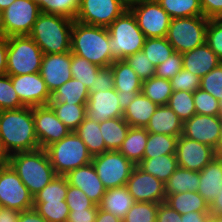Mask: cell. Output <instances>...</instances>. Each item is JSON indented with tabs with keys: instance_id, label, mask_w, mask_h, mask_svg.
<instances>
[{
	"instance_id": "43",
	"label": "cell",
	"mask_w": 222,
	"mask_h": 222,
	"mask_svg": "<svg viewBox=\"0 0 222 222\" xmlns=\"http://www.w3.org/2000/svg\"><path fill=\"white\" fill-rule=\"evenodd\" d=\"M33 209L47 222H67L70 213L65 201L33 203Z\"/></svg>"
},
{
	"instance_id": "26",
	"label": "cell",
	"mask_w": 222,
	"mask_h": 222,
	"mask_svg": "<svg viewBox=\"0 0 222 222\" xmlns=\"http://www.w3.org/2000/svg\"><path fill=\"white\" fill-rule=\"evenodd\" d=\"M148 133L181 136L183 122L168 105L158 106L145 127Z\"/></svg>"
},
{
	"instance_id": "38",
	"label": "cell",
	"mask_w": 222,
	"mask_h": 222,
	"mask_svg": "<svg viewBox=\"0 0 222 222\" xmlns=\"http://www.w3.org/2000/svg\"><path fill=\"white\" fill-rule=\"evenodd\" d=\"M55 111L57 117L71 131H75L86 117L87 104H49Z\"/></svg>"
},
{
	"instance_id": "69",
	"label": "cell",
	"mask_w": 222,
	"mask_h": 222,
	"mask_svg": "<svg viewBox=\"0 0 222 222\" xmlns=\"http://www.w3.org/2000/svg\"><path fill=\"white\" fill-rule=\"evenodd\" d=\"M211 220L213 222H222V213L218 215H211Z\"/></svg>"
},
{
	"instance_id": "41",
	"label": "cell",
	"mask_w": 222,
	"mask_h": 222,
	"mask_svg": "<svg viewBox=\"0 0 222 222\" xmlns=\"http://www.w3.org/2000/svg\"><path fill=\"white\" fill-rule=\"evenodd\" d=\"M167 105L183 123L196 114L193 93L190 91H172Z\"/></svg>"
},
{
	"instance_id": "3",
	"label": "cell",
	"mask_w": 222,
	"mask_h": 222,
	"mask_svg": "<svg viewBox=\"0 0 222 222\" xmlns=\"http://www.w3.org/2000/svg\"><path fill=\"white\" fill-rule=\"evenodd\" d=\"M73 22L64 16L41 13L29 36L43 54L70 52Z\"/></svg>"
},
{
	"instance_id": "28",
	"label": "cell",
	"mask_w": 222,
	"mask_h": 222,
	"mask_svg": "<svg viewBox=\"0 0 222 222\" xmlns=\"http://www.w3.org/2000/svg\"><path fill=\"white\" fill-rule=\"evenodd\" d=\"M147 140L146 128L130 127L118 151L137 166L143 160Z\"/></svg>"
},
{
	"instance_id": "67",
	"label": "cell",
	"mask_w": 222,
	"mask_h": 222,
	"mask_svg": "<svg viewBox=\"0 0 222 222\" xmlns=\"http://www.w3.org/2000/svg\"><path fill=\"white\" fill-rule=\"evenodd\" d=\"M119 1L129 9L130 7L134 6L141 0H119Z\"/></svg>"
},
{
	"instance_id": "6",
	"label": "cell",
	"mask_w": 222,
	"mask_h": 222,
	"mask_svg": "<svg viewBox=\"0 0 222 222\" xmlns=\"http://www.w3.org/2000/svg\"><path fill=\"white\" fill-rule=\"evenodd\" d=\"M45 150L55 173L62 176L73 169L90 164L93 158L75 131L52 143Z\"/></svg>"
},
{
	"instance_id": "14",
	"label": "cell",
	"mask_w": 222,
	"mask_h": 222,
	"mask_svg": "<svg viewBox=\"0 0 222 222\" xmlns=\"http://www.w3.org/2000/svg\"><path fill=\"white\" fill-rule=\"evenodd\" d=\"M33 117L35 132L41 149L60 141L71 132L57 117L50 105L33 107Z\"/></svg>"
},
{
	"instance_id": "70",
	"label": "cell",
	"mask_w": 222,
	"mask_h": 222,
	"mask_svg": "<svg viewBox=\"0 0 222 222\" xmlns=\"http://www.w3.org/2000/svg\"><path fill=\"white\" fill-rule=\"evenodd\" d=\"M3 36V28H2V12L0 11V37Z\"/></svg>"
},
{
	"instance_id": "66",
	"label": "cell",
	"mask_w": 222,
	"mask_h": 222,
	"mask_svg": "<svg viewBox=\"0 0 222 222\" xmlns=\"http://www.w3.org/2000/svg\"><path fill=\"white\" fill-rule=\"evenodd\" d=\"M15 0H0V11L8 8Z\"/></svg>"
},
{
	"instance_id": "33",
	"label": "cell",
	"mask_w": 222,
	"mask_h": 222,
	"mask_svg": "<svg viewBox=\"0 0 222 222\" xmlns=\"http://www.w3.org/2000/svg\"><path fill=\"white\" fill-rule=\"evenodd\" d=\"M137 166L165 183L178 168V162L175 154H167L143 159Z\"/></svg>"
},
{
	"instance_id": "50",
	"label": "cell",
	"mask_w": 222,
	"mask_h": 222,
	"mask_svg": "<svg viewBox=\"0 0 222 222\" xmlns=\"http://www.w3.org/2000/svg\"><path fill=\"white\" fill-rule=\"evenodd\" d=\"M65 202L67 203L70 211L98 209V205L93 203L81 189L69 184Z\"/></svg>"
},
{
	"instance_id": "45",
	"label": "cell",
	"mask_w": 222,
	"mask_h": 222,
	"mask_svg": "<svg viewBox=\"0 0 222 222\" xmlns=\"http://www.w3.org/2000/svg\"><path fill=\"white\" fill-rule=\"evenodd\" d=\"M25 105L20 101L9 75L0 76V111L19 109Z\"/></svg>"
},
{
	"instance_id": "53",
	"label": "cell",
	"mask_w": 222,
	"mask_h": 222,
	"mask_svg": "<svg viewBox=\"0 0 222 222\" xmlns=\"http://www.w3.org/2000/svg\"><path fill=\"white\" fill-rule=\"evenodd\" d=\"M81 0H50L49 14L60 15L75 20Z\"/></svg>"
},
{
	"instance_id": "11",
	"label": "cell",
	"mask_w": 222,
	"mask_h": 222,
	"mask_svg": "<svg viewBox=\"0 0 222 222\" xmlns=\"http://www.w3.org/2000/svg\"><path fill=\"white\" fill-rule=\"evenodd\" d=\"M129 10L146 38L166 37L171 17L157 0H141Z\"/></svg>"
},
{
	"instance_id": "73",
	"label": "cell",
	"mask_w": 222,
	"mask_h": 222,
	"mask_svg": "<svg viewBox=\"0 0 222 222\" xmlns=\"http://www.w3.org/2000/svg\"><path fill=\"white\" fill-rule=\"evenodd\" d=\"M3 208H4V207H3L2 204L0 203V213H1V211H2Z\"/></svg>"
},
{
	"instance_id": "8",
	"label": "cell",
	"mask_w": 222,
	"mask_h": 222,
	"mask_svg": "<svg viewBox=\"0 0 222 222\" xmlns=\"http://www.w3.org/2000/svg\"><path fill=\"white\" fill-rule=\"evenodd\" d=\"M209 18L193 16L171 19L166 39L175 52L184 53L206 42Z\"/></svg>"
},
{
	"instance_id": "5",
	"label": "cell",
	"mask_w": 222,
	"mask_h": 222,
	"mask_svg": "<svg viewBox=\"0 0 222 222\" xmlns=\"http://www.w3.org/2000/svg\"><path fill=\"white\" fill-rule=\"evenodd\" d=\"M107 28L110 33L111 64L115 60H123L143 49L146 37L129 9L115 19Z\"/></svg>"
},
{
	"instance_id": "31",
	"label": "cell",
	"mask_w": 222,
	"mask_h": 222,
	"mask_svg": "<svg viewBox=\"0 0 222 222\" xmlns=\"http://www.w3.org/2000/svg\"><path fill=\"white\" fill-rule=\"evenodd\" d=\"M129 129L130 125L123 117L101 121L100 130L105 141L106 151H118Z\"/></svg>"
},
{
	"instance_id": "9",
	"label": "cell",
	"mask_w": 222,
	"mask_h": 222,
	"mask_svg": "<svg viewBox=\"0 0 222 222\" xmlns=\"http://www.w3.org/2000/svg\"><path fill=\"white\" fill-rule=\"evenodd\" d=\"M99 179L106 189L125 186L136 165L119 151H106L92 158Z\"/></svg>"
},
{
	"instance_id": "7",
	"label": "cell",
	"mask_w": 222,
	"mask_h": 222,
	"mask_svg": "<svg viewBox=\"0 0 222 222\" xmlns=\"http://www.w3.org/2000/svg\"><path fill=\"white\" fill-rule=\"evenodd\" d=\"M43 52L29 35L8 37L7 75L40 72Z\"/></svg>"
},
{
	"instance_id": "30",
	"label": "cell",
	"mask_w": 222,
	"mask_h": 222,
	"mask_svg": "<svg viewBox=\"0 0 222 222\" xmlns=\"http://www.w3.org/2000/svg\"><path fill=\"white\" fill-rule=\"evenodd\" d=\"M165 203L180 215L191 212H210V205L198 192L166 195Z\"/></svg>"
},
{
	"instance_id": "29",
	"label": "cell",
	"mask_w": 222,
	"mask_h": 222,
	"mask_svg": "<svg viewBox=\"0 0 222 222\" xmlns=\"http://www.w3.org/2000/svg\"><path fill=\"white\" fill-rule=\"evenodd\" d=\"M88 88L81 81L71 78L51 94L49 104H87Z\"/></svg>"
},
{
	"instance_id": "1",
	"label": "cell",
	"mask_w": 222,
	"mask_h": 222,
	"mask_svg": "<svg viewBox=\"0 0 222 222\" xmlns=\"http://www.w3.org/2000/svg\"><path fill=\"white\" fill-rule=\"evenodd\" d=\"M0 139L10 155L40 149L35 132L33 107L1 110Z\"/></svg>"
},
{
	"instance_id": "19",
	"label": "cell",
	"mask_w": 222,
	"mask_h": 222,
	"mask_svg": "<svg viewBox=\"0 0 222 222\" xmlns=\"http://www.w3.org/2000/svg\"><path fill=\"white\" fill-rule=\"evenodd\" d=\"M10 77L20 101L25 106L49 105L51 93L39 72Z\"/></svg>"
},
{
	"instance_id": "39",
	"label": "cell",
	"mask_w": 222,
	"mask_h": 222,
	"mask_svg": "<svg viewBox=\"0 0 222 222\" xmlns=\"http://www.w3.org/2000/svg\"><path fill=\"white\" fill-rule=\"evenodd\" d=\"M71 74L72 78L83 83L90 91L94 87L96 75L101 67L95 65L83 57L71 53Z\"/></svg>"
},
{
	"instance_id": "68",
	"label": "cell",
	"mask_w": 222,
	"mask_h": 222,
	"mask_svg": "<svg viewBox=\"0 0 222 222\" xmlns=\"http://www.w3.org/2000/svg\"><path fill=\"white\" fill-rule=\"evenodd\" d=\"M218 155L222 156V118H221V133H220V142L218 147Z\"/></svg>"
},
{
	"instance_id": "25",
	"label": "cell",
	"mask_w": 222,
	"mask_h": 222,
	"mask_svg": "<svg viewBox=\"0 0 222 222\" xmlns=\"http://www.w3.org/2000/svg\"><path fill=\"white\" fill-rule=\"evenodd\" d=\"M198 193L210 205L222 190V156H216L200 172Z\"/></svg>"
},
{
	"instance_id": "24",
	"label": "cell",
	"mask_w": 222,
	"mask_h": 222,
	"mask_svg": "<svg viewBox=\"0 0 222 222\" xmlns=\"http://www.w3.org/2000/svg\"><path fill=\"white\" fill-rule=\"evenodd\" d=\"M157 107L158 105L140 92L124 102L123 118L130 127L145 128Z\"/></svg>"
},
{
	"instance_id": "60",
	"label": "cell",
	"mask_w": 222,
	"mask_h": 222,
	"mask_svg": "<svg viewBox=\"0 0 222 222\" xmlns=\"http://www.w3.org/2000/svg\"><path fill=\"white\" fill-rule=\"evenodd\" d=\"M18 222H47L40 214H38L33 208L25 211H21Z\"/></svg>"
},
{
	"instance_id": "62",
	"label": "cell",
	"mask_w": 222,
	"mask_h": 222,
	"mask_svg": "<svg viewBox=\"0 0 222 222\" xmlns=\"http://www.w3.org/2000/svg\"><path fill=\"white\" fill-rule=\"evenodd\" d=\"M95 222H123V220H121L120 218L114 216L109 212L100 209L98 206V212L96 215Z\"/></svg>"
},
{
	"instance_id": "63",
	"label": "cell",
	"mask_w": 222,
	"mask_h": 222,
	"mask_svg": "<svg viewBox=\"0 0 222 222\" xmlns=\"http://www.w3.org/2000/svg\"><path fill=\"white\" fill-rule=\"evenodd\" d=\"M222 213V190L210 204V215H218Z\"/></svg>"
},
{
	"instance_id": "27",
	"label": "cell",
	"mask_w": 222,
	"mask_h": 222,
	"mask_svg": "<svg viewBox=\"0 0 222 222\" xmlns=\"http://www.w3.org/2000/svg\"><path fill=\"white\" fill-rule=\"evenodd\" d=\"M134 204L135 200L128 192L127 187L122 186L106 189L98 206L100 209L123 220Z\"/></svg>"
},
{
	"instance_id": "44",
	"label": "cell",
	"mask_w": 222,
	"mask_h": 222,
	"mask_svg": "<svg viewBox=\"0 0 222 222\" xmlns=\"http://www.w3.org/2000/svg\"><path fill=\"white\" fill-rule=\"evenodd\" d=\"M158 206L153 202H135L123 222H156Z\"/></svg>"
},
{
	"instance_id": "55",
	"label": "cell",
	"mask_w": 222,
	"mask_h": 222,
	"mask_svg": "<svg viewBox=\"0 0 222 222\" xmlns=\"http://www.w3.org/2000/svg\"><path fill=\"white\" fill-rule=\"evenodd\" d=\"M156 222H182L181 215L162 202L158 206Z\"/></svg>"
},
{
	"instance_id": "32",
	"label": "cell",
	"mask_w": 222,
	"mask_h": 222,
	"mask_svg": "<svg viewBox=\"0 0 222 222\" xmlns=\"http://www.w3.org/2000/svg\"><path fill=\"white\" fill-rule=\"evenodd\" d=\"M200 184L199 172L178 167L164 183L166 195L197 192Z\"/></svg>"
},
{
	"instance_id": "48",
	"label": "cell",
	"mask_w": 222,
	"mask_h": 222,
	"mask_svg": "<svg viewBox=\"0 0 222 222\" xmlns=\"http://www.w3.org/2000/svg\"><path fill=\"white\" fill-rule=\"evenodd\" d=\"M200 89L222 100V62L201 78Z\"/></svg>"
},
{
	"instance_id": "71",
	"label": "cell",
	"mask_w": 222,
	"mask_h": 222,
	"mask_svg": "<svg viewBox=\"0 0 222 222\" xmlns=\"http://www.w3.org/2000/svg\"><path fill=\"white\" fill-rule=\"evenodd\" d=\"M219 116L222 118V100L219 101Z\"/></svg>"
},
{
	"instance_id": "20",
	"label": "cell",
	"mask_w": 222,
	"mask_h": 222,
	"mask_svg": "<svg viewBox=\"0 0 222 222\" xmlns=\"http://www.w3.org/2000/svg\"><path fill=\"white\" fill-rule=\"evenodd\" d=\"M70 66L71 51L43 55L39 73L51 94L72 78Z\"/></svg>"
},
{
	"instance_id": "51",
	"label": "cell",
	"mask_w": 222,
	"mask_h": 222,
	"mask_svg": "<svg viewBox=\"0 0 222 222\" xmlns=\"http://www.w3.org/2000/svg\"><path fill=\"white\" fill-rule=\"evenodd\" d=\"M182 53L174 52L166 61L155 68V76L170 80L183 68Z\"/></svg>"
},
{
	"instance_id": "37",
	"label": "cell",
	"mask_w": 222,
	"mask_h": 222,
	"mask_svg": "<svg viewBox=\"0 0 222 222\" xmlns=\"http://www.w3.org/2000/svg\"><path fill=\"white\" fill-rule=\"evenodd\" d=\"M171 19L203 16L200 0H157Z\"/></svg>"
},
{
	"instance_id": "35",
	"label": "cell",
	"mask_w": 222,
	"mask_h": 222,
	"mask_svg": "<svg viewBox=\"0 0 222 222\" xmlns=\"http://www.w3.org/2000/svg\"><path fill=\"white\" fill-rule=\"evenodd\" d=\"M178 136L167 134L148 133L143 159L175 154Z\"/></svg>"
},
{
	"instance_id": "46",
	"label": "cell",
	"mask_w": 222,
	"mask_h": 222,
	"mask_svg": "<svg viewBox=\"0 0 222 222\" xmlns=\"http://www.w3.org/2000/svg\"><path fill=\"white\" fill-rule=\"evenodd\" d=\"M124 60L142 81L151 78L155 74L156 66L150 62L143 50L126 57Z\"/></svg>"
},
{
	"instance_id": "58",
	"label": "cell",
	"mask_w": 222,
	"mask_h": 222,
	"mask_svg": "<svg viewBox=\"0 0 222 222\" xmlns=\"http://www.w3.org/2000/svg\"><path fill=\"white\" fill-rule=\"evenodd\" d=\"M8 37H0V76L7 74Z\"/></svg>"
},
{
	"instance_id": "22",
	"label": "cell",
	"mask_w": 222,
	"mask_h": 222,
	"mask_svg": "<svg viewBox=\"0 0 222 222\" xmlns=\"http://www.w3.org/2000/svg\"><path fill=\"white\" fill-rule=\"evenodd\" d=\"M110 67L113 70L114 89L124 102L142 92V80L124 59L115 60Z\"/></svg>"
},
{
	"instance_id": "64",
	"label": "cell",
	"mask_w": 222,
	"mask_h": 222,
	"mask_svg": "<svg viewBox=\"0 0 222 222\" xmlns=\"http://www.w3.org/2000/svg\"><path fill=\"white\" fill-rule=\"evenodd\" d=\"M10 154L6 151L2 140L0 139V168L9 166Z\"/></svg>"
},
{
	"instance_id": "17",
	"label": "cell",
	"mask_w": 222,
	"mask_h": 222,
	"mask_svg": "<svg viewBox=\"0 0 222 222\" xmlns=\"http://www.w3.org/2000/svg\"><path fill=\"white\" fill-rule=\"evenodd\" d=\"M123 112L124 101L114 88L89 94L86 118L100 123L107 119L123 117Z\"/></svg>"
},
{
	"instance_id": "56",
	"label": "cell",
	"mask_w": 222,
	"mask_h": 222,
	"mask_svg": "<svg viewBox=\"0 0 222 222\" xmlns=\"http://www.w3.org/2000/svg\"><path fill=\"white\" fill-rule=\"evenodd\" d=\"M203 16L216 19L222 14V0H200Z\"/></svg>"
},
{
	"instance_id": "65",
	"label": "cell",
	"mask_w": 222,
	"mask_h": 222,
	"mask_svg": "<svg viewBox=\"0 0 222 222\" xmlns=\"http://www.w3.org/2000/svg\"><path fill=\"white\" fill-rule=\"evenodd\" d=\"M39 5V8L42 13L49 14V3L50 0H35Z\"/></svg>"
},
{
	"instance_id": "42",
	"label": "cell",
	"mask_w": 222,
	"mask_h": 222,
	"mask_svg": "<svg viewBox=\"0 0 222 222\" xmlns=\"http://www.w3.org/2000/svg\"><path fill=\"white\" fill-rule=\"evenodd\" d=\"M142 50L155 66L166 61L175 52L166 37L146 38Z\"/></svg>"
},
{
	"instance_id": "61",
	"label": "cell",
	"mask_w": 222,
	"mask_h": 222,
	"mask_svg": "<svg viewBox=\"0 0 222 222\" xmlns=\"http://www.w3.org/2000/svg\"><path fill=\"white\" fill-rule=\"evenodd\" d=\"M20 211L3 208L0 213V222H18Z\"/></svg>"
},
{
	"instance_id": "72",
	"label": "cell",
	"mask_w": 222,
	"mask_h": 222,
	"mask_svg": "<svg viewBox=\"0 0 222 222\" xmlns=\"http://www.w3.org/2000/svg\"><path fill=\"white\" fill-rule=\"evenodd\" d=\"M216 19L222 23V14H220Z\"/></svg>"
},
{
	"instance_id": "57",
	"label": "cell",
	"mask_w": 222,
	"mask_h": 222,
	"mask_svg": "<svg viewBox=\"0 0 222 222\" xmlns=\"http://www.w3.org/2000/svg\"><path fill=\"white\" fill-rule=\"evenodd\" d=\"M98 209L70 211L67 222H95Z\"/></svg>"
},
{
	"instance_id": "49",
	"label": "cell",
	"mask_w": 222,
	"mask_h": 222,
	"mask_svg": "<svg viewBox=\"0 0 222 222\" xmlns=\"http://www.w3.org/2000/svg\"><path fill=\"white\" fill-rule=\"evenodd\" d=\"M201 78L185 69H181L178 74L170 79L172 91H190L194 93L200 88Z\"/></svg>"
},
{
	"instance_id": "34",
	"label": "cell",
	"mask_w": 222,
	"mask_h": 222,
	"mask_svg": "<svg viewBox=\"0 0 222 222\" xmlns=\"http://www.w3.org/2000/svg\"><path fill=\"white\" fill-rule=\"evenodd\" d=\"M75 132L85 143L92 157L106 152L105 141L101 135L100 123L85 117Z\"/></svg>"
},
{
	"instance_id": "16",
	"label": "cell",
	"mask_w": 222,
	"mask_h": 222,
	"mask_svg": "<svg viewBox=\"0 0 222 222\" xmlns=\"http://www.w3.org/2000/svg\"><path fill=\"white\" fill-rule=\"evenodd\" d=\"M125 186L135 202L160 204L166 200L164 183L138 166L134 167Z\"/></svg>"
},
{
	"instance_id": "59",
	"label": "cell",
	"mask_w": 222,
	"mask_h": 222,
	"mask_svg": "<svg viewBox=\"0 0 222 222\" xmlns=\"http://www.w3.org/2000/svg\"><path fill=\"white\" fill-rule=\"evenodd\" d=\"M182 222H209L211 220L210 212H191L181 215Z\"/></svg>"
},
{
	"instance_id": "36",
	"label": "cell",
	"mask_w": 222,
	"mask_h": 222,
	"mask_svg": "<svg viewBox=\"0 0 222 222\" xmlns=\"http://www.w3.org/2000/svg\"><path fill=\"white\" fill-rule=\"evenodd\" d=\"M142 93L158 106L167 105L172 95L170 80L154 75L142 81Z\"/></svg>"
},
{
	"instance_id": "10",
	"label": "cell",
	"mask_w": 222,
	"mask_h": 222,
	"mask_svg": "<svg viewBox=\"0 0 222 222\" xmlns=\"http://www.w3.org/2000/svg\"><path fill=\"white\" fill-rule=\"evenodd\" d=\"M41 13L35 0H15L2 11L3 36L29 35Z\"/></svg>"
},
{
	"instance_id": "12",
	"label": "cell",
	"mask_w": 222,
	"mask_h": 222,
	"mask_svg": "<svg viewBox=\"0 0 222 222\" xmlns=\"http://www.w3.org/2000/svg\"><path fill=\"white\" fill-rule=\"evenodd\" d=\"M0 203L20 212L33 208V195L10 165L0 168Z\"/></svg>"
},
{
	"instance_id": "40",
	"label": "cell",
	"mask_w": 222,
	"mask_h": 222,
	"mask_svg": "<svg viewBox=\"0 0 222 222\" xmlns=\"http://www.w3.org/2000/svg\"><path fill=\"white\" fill-rule=\"evenodd\" d=\"M68 190L66 176L56 175L55 178L34 196V203L65 201Z\"/></svg>"
},
{
	"instance_id": "4",
	"label": "cell",
	"mask_w": 222,
	"mask_h": 222,
	"mask_svg": "<svg viewBox=\"0 0 222 222\" xmlns=\"http://www.w3.org/2000/svg\"><path fill=\"white\" fill-rule=\"evenodd\" d=\"M9 165L33 197L57 175L45 149L18 152L10 155Z\"/></svg>"
},
{
	"instance_id": "23",
	"label": "cell",
	"mask_w": 222,
	"mask_h": 222,
	"mask_svg": "<svg viewBox=\"0 0 222 222\" xmlns=\"http://www.w3.org/2000/svg\"><path fill=\"white\" fill-rule=\"evenodd\" d=\"M182 56L183 69L200 78L222 62L206 42L193 50L182 53Z\"/></svg>"
},
{
	"instance_id": "52",
	"label": "cell",
	"mask_w": 222,
	"mask_h": 222,
	"mask_svg": "<svg viewBox=\"0 0 222 222\" xmlns=\"http://www.w3.org/2000/svg\"><path fill=\"white\" fill-rule=\"evenodd\" d=\"M206 43L222 61V23L217 19H209L208 21Z\"/></svg>"
},
{
	"instance_id": "13",
	"label": "cell",
	"mask_w": 222,
	"mask_h": 222,
	"mask_svg": "<svg viewBox=\"0 0 222 222\" xmlns=\"http://www.w3.org/2000/svg\"><path fill=\"white\" fill-rule=\"evenodd\" d=\"M127 9L119 0H81L75 20L83 24L107 28Z\"/></svg>"
},
{
	"instance_id": "15",
	"label": "cell",
	"mask_w": 222,
	"mask_h": 222,
	"mask_svg": "<svg viewBox=\"0 0 222 222\" xmlns=\"http://www.w3.org/2000/svg\"><path fill=\"white\" fill-rule=\"evenodd\" d=\"M178 167L200 172L217 155L211 146L188 139L183 135L178 137L176 146Z\"/></svg>"
},
{
	"instance_id": "47",
	"label": "cell",
	"mask_w": 222,
	"mask_h": 222,
	"mask_svg": "<svg viewBox=\"0 0 222 222\" xmlns=\"http://www.w3.org/2000/svg\"><path fill=\"white\" fill-rule=\"evenodd\" d=\"M196 114L219 116V101L202 89L193 93Z\"/></svg>"
},
{
	"instance_id": "54",
	"label": "cell",
	"mask_w": 222,
	"mask_h": 222,
	"mask_svg": "<svg viewBox=\"0 0 222 222\" xmlns=\"http://www.w3.org/2000/svg\"><path fill=\"white\" fill-rule=\"evenodd\" d=\"M114 88V76L113 70L111 67L101 68L99 73L95 77L94 87L89 91L99 92V91H108Z\"/></svg>"
},
{
	"instance_id": "2",
	"label": "cell",
	"mask_w": 222,
	"mask_h": 222,
	"mask_svg": "<svg viewBox=\"0 0 222 222\" xmlns=\"http://www.w3.org/2000/svg\"><path fill=\"white\" fill-rule=\"evenodd\" d=\"M108 28L73 22L71 53L85 58L101 68L110 67L111 51Z\"/></svg>"
},
{
	"instance_id": "21",
	"label": "cell",
	"mask_w": 222,
	"mask_h": 222,
	"mask_svg": "<svg viewBox=\"0 0 222 222\" xmlns=\"http://www.w3.org/2000/svg\"><path fill=\"white\" fill-rule=\"evenodd\" d=\"M65 176L69 185L81 189L96 205L100 204L106 188L99 179L92 162L88 165L73 169Z\"/></svg>"
},
{
	"instance_id": "18",
	"label": "cell",
	"mask_w": 222,
	"mask_h": 222,
	"mask_svg": "<svg viewBox=\"0 0 222 222\" xmlns=\"http://www.w3.org/2000/svg\"><path fill=\"white\" fill-rule=\"evenodd\" d=\"M221 133V117L195 114L183 123V136L207 144L214 148L218 155Z\"/></svg>"
}]
</instances>
